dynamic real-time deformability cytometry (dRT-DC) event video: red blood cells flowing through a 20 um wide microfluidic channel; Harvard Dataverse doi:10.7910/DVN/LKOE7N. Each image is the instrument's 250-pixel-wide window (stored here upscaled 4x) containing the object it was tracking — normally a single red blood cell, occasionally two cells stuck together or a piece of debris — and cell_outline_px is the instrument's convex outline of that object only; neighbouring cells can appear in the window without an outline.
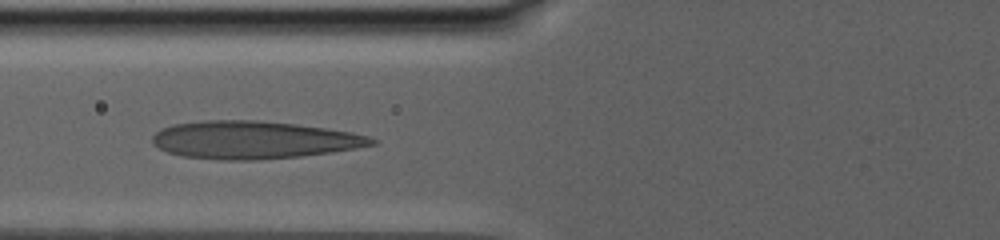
{"species": "human", "species_latin": "Homo sapiens", "temperature_condition": "warm", "stored_images_in_passage": 26, "camera_frame_rate_fps": 3000, "um_per_image_px": 0.085, "donor": {"sex": "male"}, "frame": {"image": 1, "passage_image": 25, "time_ms": 11.0, "image_size_px": [1000, 240], "cell_outline_px": [[376, 144], [356, 148], [332, 152], [300, 156], [256, 160], [220, 160], [180, 156], [168, 152], [152, 144], [152, 136], [160, 128], [172, 124], [204, 120], [260, 120], [296, 124], [352, 132], [368, 136], [376, 140]], "centroid_in_image_um": [21.52, 11.89], "position_along_channel_um": 104.3, "area_um2": 48.38}}